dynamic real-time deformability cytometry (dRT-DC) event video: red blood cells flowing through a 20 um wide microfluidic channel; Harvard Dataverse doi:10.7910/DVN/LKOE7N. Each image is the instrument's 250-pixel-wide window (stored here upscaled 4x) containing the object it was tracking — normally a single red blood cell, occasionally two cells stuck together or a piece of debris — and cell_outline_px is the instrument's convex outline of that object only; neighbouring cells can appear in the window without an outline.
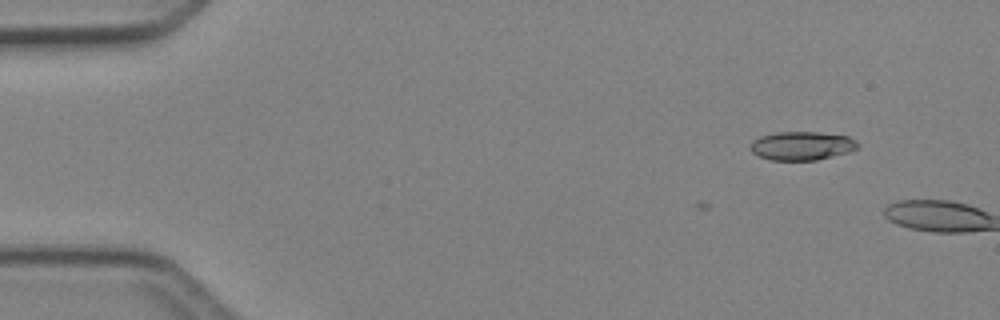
{"species": "Egyptian fruit bat (a non-hibernating species)", "species_latin": "Rousettus aegyptiacus", "temperature_condition": "cold", "stored_images_in_passage": 3, "camera_frame_rate_fps": 3000, "um_per_image_px": 0.085, "animal": {"sex": "female"}, "frame": {"image": 1, "passage_image": 3, "time_ms": 0.667, "image_size_px": [1000, 320], "cell_outline_px": [[860, 148], [848, 152], [816, 160], [772, 160], [760, 156], [752, 152], [748, 148], [752, 140], [760, 136], [776, 132], [820, 132], [848, 136], [856, 140], [860, 144]], "centroid_in_image_um": [68.17, 12.38], "position_along_channel_um": 16.8, "area_um2": 18.09}}